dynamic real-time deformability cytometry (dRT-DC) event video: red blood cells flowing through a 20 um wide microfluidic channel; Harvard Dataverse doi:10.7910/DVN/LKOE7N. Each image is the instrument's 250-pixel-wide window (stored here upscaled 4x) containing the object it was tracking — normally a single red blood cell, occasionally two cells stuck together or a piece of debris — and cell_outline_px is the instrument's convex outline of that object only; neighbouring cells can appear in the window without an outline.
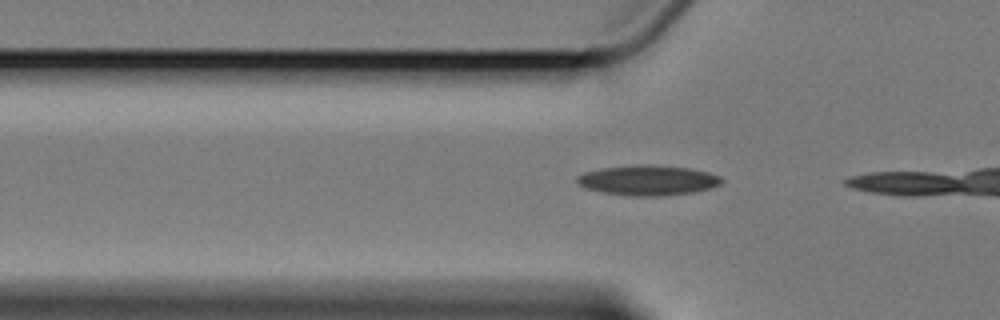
{"species": "Egyptian fruit bat (a non-hibernating species)", "species_latin": "Rousettus aegyptiacus", "temperature_condition": "cold", "stored_images_in_passage": 6, "camera_frame_rate_fps": 3000, "um_per_image_px": 0.085, "animal": {"sex": "female"}, "frame": {"image": 1, "passage_image": 6, "time_ms": 7.0, "image_size_px": [1000, 320], "cell_outline_px": [[724, 180], [720, 184], [712, 188], [692, 192], [660, 196], [628, 196], [604, 192], [588, 188], [580, 184], [576, 180], [576, 176], [584, 172], [600, 168], [632, 164], [644, 164], [692, 168], [708, 172], [720, 176]], "centroid_in_image_um": [55.09, 15.31], "position_along_channel_um": 70.7, "area_um2": 25.49}}